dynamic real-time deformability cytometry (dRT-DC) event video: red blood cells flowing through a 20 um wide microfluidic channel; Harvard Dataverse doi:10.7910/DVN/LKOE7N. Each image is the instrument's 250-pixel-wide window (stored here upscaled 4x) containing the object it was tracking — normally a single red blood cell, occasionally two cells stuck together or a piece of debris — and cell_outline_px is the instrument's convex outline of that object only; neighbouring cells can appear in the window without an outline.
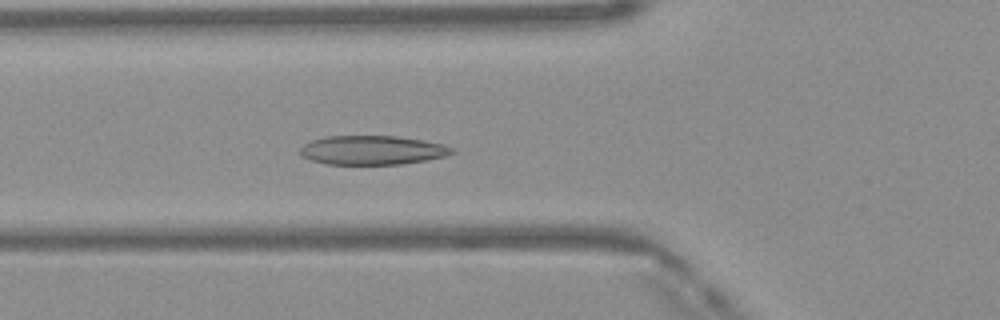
{"species": "Egyptian fruit bat (a non-hibernating species)", "species_latin": "Rousettus aegyptiacus", "temperature_condition": "warm", "stored_images_in_passage": 48, "camera_frame_rate_fps": 3000, "um_per_image_px": 0.085, "frame": {"image": 1, "passage_image": 17, "time_ms": 5.333, "image_size_px": [1000, 320], "cell_outline_px": [[456, 152], [444, 156], [424, 160], [400, 164], [328, 164], [312, 160], [300, 156], [300, 148], [304, 144], [312, 140], [328, 136], [396, 136], [424, 140], [444, 144], [456, 148]], "centroid_in_image_um": [31.67, 12.75], "position_along_channel_um": 94.1, "area_um2": 25.72}}
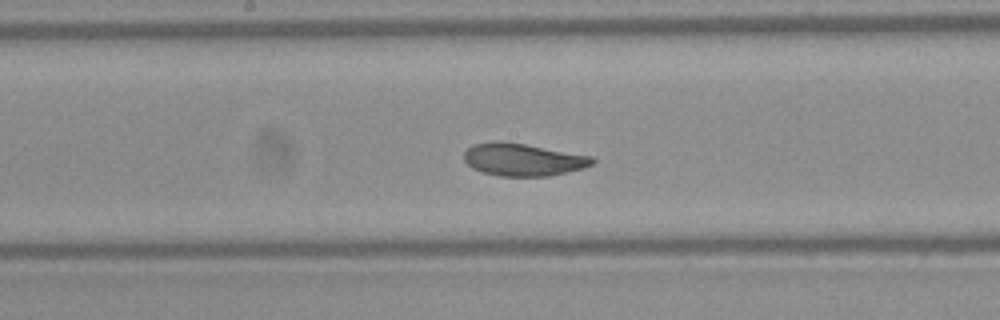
{"frame": {"image": 2, "passage_image": 25, "time_ms": 8.0, "image_size_px": [1000, 320], "cell_outline_px": [[596, 160], [592, 164], [584, 168], [548, 176], [500, 176], [484, 172], [472, 168], [464, 160], [464, 152], [472, 144], [492, 140], [500, 140], [524, 144], [592, 156]], "centroid_in_image_um": [44.43, 13.55], "position_along_channel_um": 203.8, "area_um2": 24.33}}
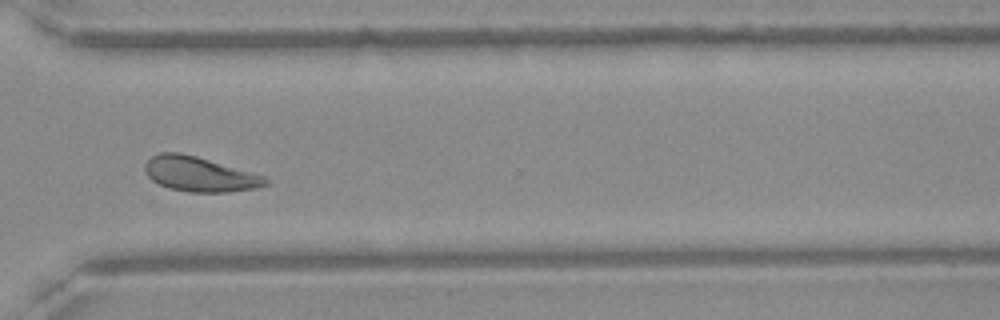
{"frame": {"image": 3, "passage_image": 36, "time_ms": 11.667, "image_size_px": [1000, 320], "cell_outline_px": [[268, 184], [256, 188], [228, 192], [188, 192], [168, 188], [152, 180], [148, 176], [144, 168], [144, 164], [152, 156], [160, 152], [180, 152], [196, 156], [264, 176], [268, 180]], "centroid_in_image_um": [16.93, 14.81], "position_along_channel_um": 353.7, "area_um2": 24.28}, "authors_computed_cell_mechanics": {"area_um2": 25.0852, "velocity_mm_per_s": 4.0892, "shape_relaxation_time_tau1_ms": 3.1308, "shape_relaxation_time_tau2_ms": 1.1063, "deformation_change_tau1": 0.1253, "deformation_change_tau2": 0.0635}}